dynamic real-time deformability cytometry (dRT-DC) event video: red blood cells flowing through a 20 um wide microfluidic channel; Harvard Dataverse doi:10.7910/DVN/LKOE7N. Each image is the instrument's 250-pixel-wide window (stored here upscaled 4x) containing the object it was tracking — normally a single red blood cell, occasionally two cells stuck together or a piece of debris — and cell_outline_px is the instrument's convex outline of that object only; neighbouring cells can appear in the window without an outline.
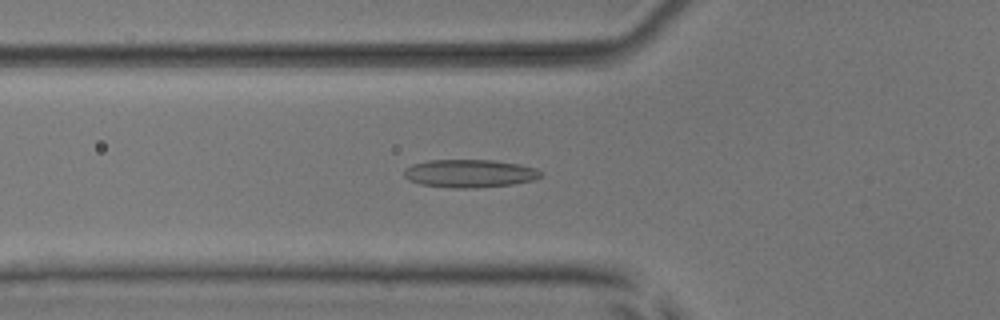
{"species": "common noctule bat (a hibernating species)", "species_latin": "Nyctalus noctula", "temperature_condition": "room temperature", "stored_images_in_passage": 42, "camera_frame_rate_fps": 3000, "um_per_image_px": 0.085, "animal": {"sex": "male", "body_mass_g": 17.9, "forearm_length_mm": 54.2}, "frame": {"image": 1, "passage_image": 15, "time_ms": 4.667, "image_size_px": [1000, 320], "cell_outline_px": [[544, 172], [540, 176], [532, 180], [512, 184], [472, 188], [452, 188], [420, 184], [408, 180], [404, 176], [404, 168], [412, 164], [428, 160], [492, 160], [520, 164], [536, 168]], "centroid_in_image_um": [39.89, 14.74], "position_along_channel_um": 85.9, "area_um2": 22.37}}
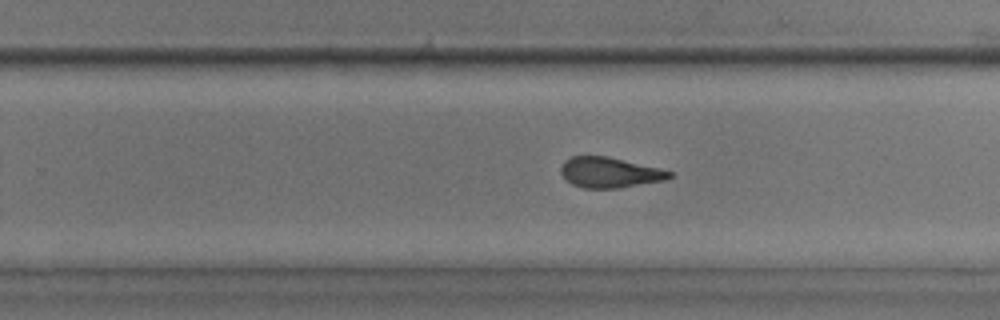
{"frame": {"image": 2, "passage_image": 30, "time_ms": 9.667, "image_size_px": [1000, 320], "cell_outline_px": [[676, 172], [672, 176], [664, 180], [620, 188], [584, 188], [572, 184], [560, 172], [560, 168], [564, 160], [572, 156], [608, 156], [660, 168]], "centroid_in_image_um": [51.84, 14.65], "position_along_channel_um": 278.0, "area_um2": 19.31}}
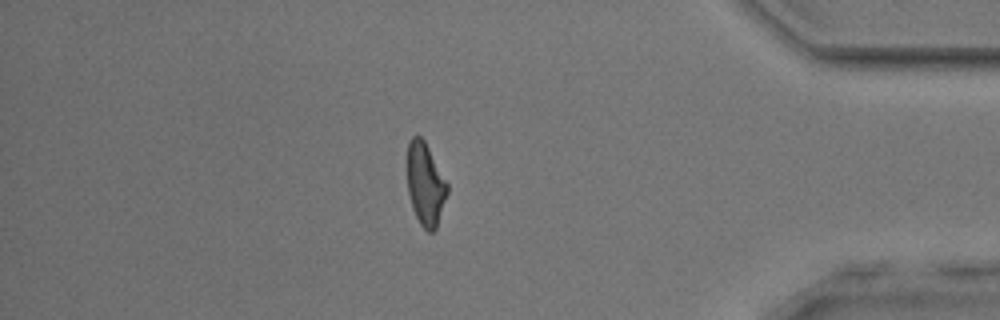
{"frame": {"image": 3, "passage_image": 42, "time_ms": 13.667, "image_size_px": [1000, 320], "cell_outline_px": [[448, 192], [436, 228], [432, 232], [428, 232], [420, 224], [412, 208], [408, 192], [404, 168], [404, 164], [408, 140], [412, 136], [420, 136], [424, 140], [448, 184]], "centroid_in_image_um": [36.09, 15.6], "position_along_channel_um": 399.1, "area_um2": 19.88}, "authors_computed_cell_mechanics": {"area_um2": 20.4612, "velocity_mm_per_s": 3.848, "shape_relaxation_time_tau1_ms": 5.0291, "shape_relaxation_time_tau2_ms": 1.7739, "deformation_change_tau1": 0.1454, "deformation_change_tau2": 0.1021}}